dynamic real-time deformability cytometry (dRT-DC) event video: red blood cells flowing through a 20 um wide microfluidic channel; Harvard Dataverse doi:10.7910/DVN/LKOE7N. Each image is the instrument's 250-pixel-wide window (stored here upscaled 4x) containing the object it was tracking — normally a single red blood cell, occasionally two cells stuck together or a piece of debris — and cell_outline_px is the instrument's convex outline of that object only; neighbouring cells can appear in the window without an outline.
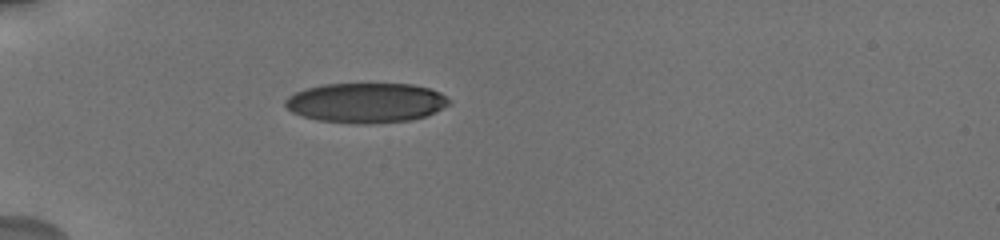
{"species": "human", "species_latin": "Homo sapiens", "temperature_condition": "cold", "stored_images_in_passage": 3, "camera_frame_rate_fps": 3000, "um_per_image_px": 0.085, "donor": {"sex": "male"}, "frame": {"image": 1, "passage_image": 1, "time_ms": 0.0, "image_size_px": [1000, 240], "cell_outline_px": [[452, 104], [424, 116], [412, 120], [372, 124], [352, 124], [320, 120], [304, 116], [292, 112], [284, 104], [284, 100], [288, 96], [296, 92], [308, 88], [324, 84], [412, 84], [428, 88], [440, 92], [452, 100]], "centroid_in_image_um": [31.15, 8.74], "position_along_channel_um": 53.9, "area_um2": 38.15}}